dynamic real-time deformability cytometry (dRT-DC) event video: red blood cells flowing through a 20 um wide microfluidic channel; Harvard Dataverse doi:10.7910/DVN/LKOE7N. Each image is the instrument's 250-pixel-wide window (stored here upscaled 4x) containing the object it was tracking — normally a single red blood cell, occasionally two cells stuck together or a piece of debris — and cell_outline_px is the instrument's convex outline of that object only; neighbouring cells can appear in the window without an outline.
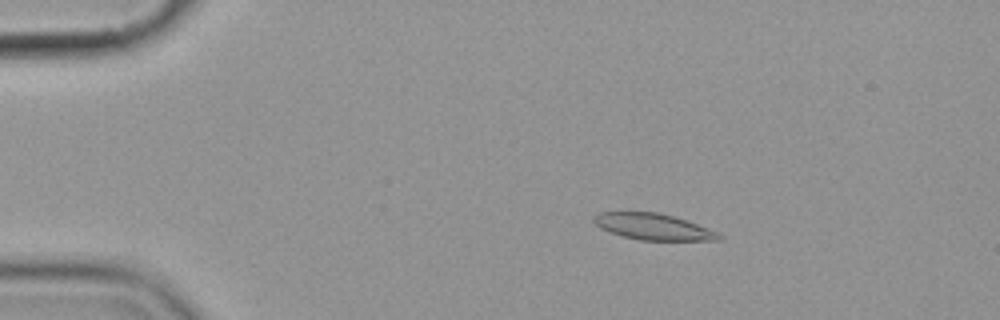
{"species": "common noctule bat (a hibernating species)", "species_latin": "Nyctalus noctula", "temperature_condition": "cold", "stored_images_in_passage": 6, "camera_frame_rate_fps": 3000, "um_per_image_px": 0.085, "animal": {"sex": "female", "body_mass_g": 19.9}, "frame": {"image": 1, "passage_image": 4, "time_ms": 3.333, "image_size_px": [1000, 320], "cell_outline_px": [[724, 240], [640, 240], [624, 236], [600, 228], [592, 220], [592, 216], [600, 212], [656, 212], [672, 216], [708, 228], [724, 236]], "centroid_in_image_um": [55.52, 19.27], "position_along_channel_um": 29.5, "area_um2": 18.9}}